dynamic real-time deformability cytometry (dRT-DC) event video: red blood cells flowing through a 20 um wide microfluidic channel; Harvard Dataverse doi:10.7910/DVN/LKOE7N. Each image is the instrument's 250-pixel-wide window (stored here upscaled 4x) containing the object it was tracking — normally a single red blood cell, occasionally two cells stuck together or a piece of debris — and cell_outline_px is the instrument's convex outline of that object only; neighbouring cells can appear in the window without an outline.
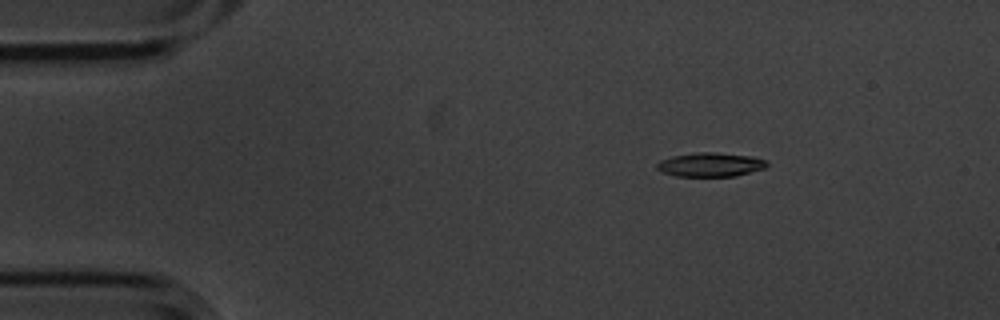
{"species": "common noctule bat (a hibernating species)", "species_latin": "Nyctalus noctula", "temperature_condition": "cold", "stored_images_in_passage": 4, "camera_frame_rate_fps": 3000, "um_per_image_px": 0.085, "animal": {"sex": "male", "body_mass_g": 20.1, "forearm_length_mm": 53.5}, "frame": {"image": 1, "passage_image": 2, "time_ms": 0.333, "image_size_px": [1000, 320], "cell_outline_px": [[768, 168], [736, 176], [676, 176], [660, 172], [656, 168], [656, 164], [660, 160], [672, 156], [700, 152], [716, 152], [752, 156], [764, 160], [768, 164]], "centroid_in_image_um": [60.39, 14.0], "position_along_channel_um": 24.6, "area_um2": 15.55}}